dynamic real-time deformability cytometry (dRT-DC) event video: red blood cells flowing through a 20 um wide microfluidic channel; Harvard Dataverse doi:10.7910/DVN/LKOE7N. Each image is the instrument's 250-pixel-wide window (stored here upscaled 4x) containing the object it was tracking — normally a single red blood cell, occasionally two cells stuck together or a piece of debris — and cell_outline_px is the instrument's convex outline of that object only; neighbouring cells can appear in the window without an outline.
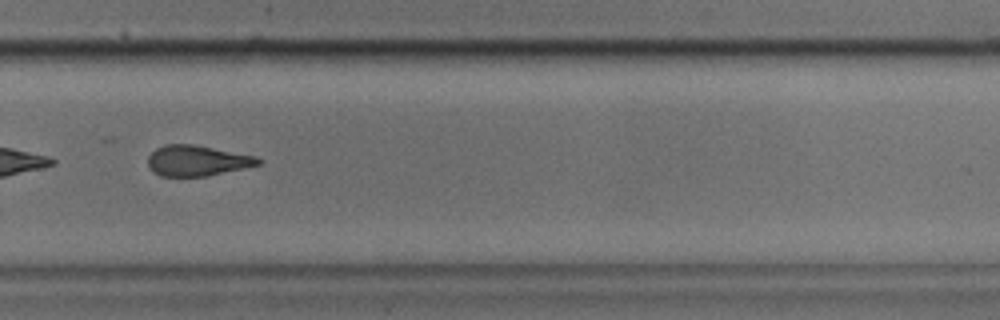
{"species": "common noctule bat (a hibernating species)", "species_latin": "Nyctalus noctula", "temperature_condition": "cold", "stored_images_in_passage": 43, "camera_frame_rate_fps": 3000, "um_per_image_px": 0.085, "animal": {"sex": "male", "body_mass_g": 17.9, "forearm_length_mm": 54.2}, "frame": {"image": 1, "passage_image": 29, "time_ms": 9.333, "image_size_px": [1000, 320], "cell_outline_px": [[264, 160], [260, 164], [244, 168], [204, 176], [160, 176], [152, 172], [148, 168], [148, 156], [156, 148], [164, 144], [192, 144], [256, 156]], "centroid_in_image_um": [16.72, 13.65], "position_along_channel_um": 313.1, "area_um2": 19.65}}